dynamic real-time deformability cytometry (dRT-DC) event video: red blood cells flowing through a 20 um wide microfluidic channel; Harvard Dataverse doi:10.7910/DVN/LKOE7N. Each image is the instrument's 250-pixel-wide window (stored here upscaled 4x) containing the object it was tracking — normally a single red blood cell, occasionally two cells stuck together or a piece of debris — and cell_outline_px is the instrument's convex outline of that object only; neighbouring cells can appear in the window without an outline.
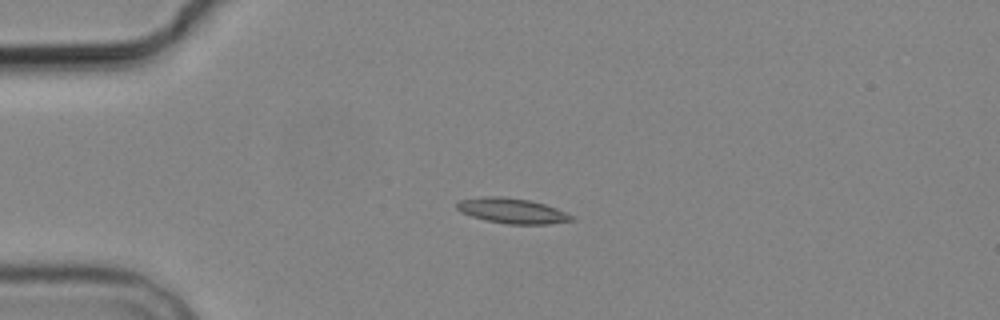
{"species": "common noctule bat (a hibernating species)", "species_latin": "Nyctalus noctula", "temperature_condition": "cold", "stored_images_in_passage": 3, "camera_frame_rate_fps": 3000, "um_per_image_px": 0.085, "animal": {"sex": "male", "body_mass_g": 19.2, "forearm_length_mm": 51.8}, "frame": {"image": 1, "passage_image": 2, "time_ms": 1.333, "image_size_px": [1000, 320], "cell_outline_px": [[576, 220], [548, 224], [508, 224], [488, 220], [472, 216], [460, 212], [456, 208], [456, 204], [460, 200], [480, 196], [504, 196], [528, 200], [544, 204], [556, 208], [576, 216]], "centroid_in_image_um": [43.56, 17.91], "position_along_channel_um": 41.4, "area_um2": 16.94}}